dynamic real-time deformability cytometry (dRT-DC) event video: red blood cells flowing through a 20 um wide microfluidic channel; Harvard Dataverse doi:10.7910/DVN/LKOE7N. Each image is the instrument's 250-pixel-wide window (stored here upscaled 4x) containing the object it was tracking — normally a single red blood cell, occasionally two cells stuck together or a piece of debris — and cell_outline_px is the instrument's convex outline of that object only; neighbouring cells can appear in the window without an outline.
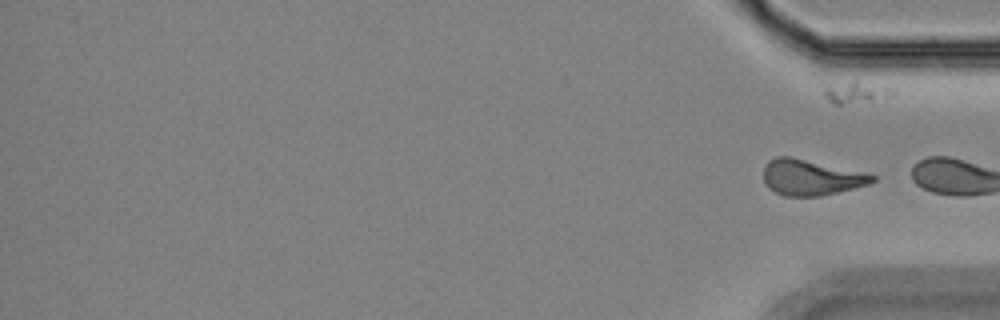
{"species": "Egyptian fruit bat (a non-hibernating species)", "species_latin": "Rousettus aegyptiacus", "temperature_condition": "room temperature", "stored_images_in_passage": 14, "segment_of_instrument_passage": [2, 2], "camera_frame_rate_fps": 3000, "um_per_image_px": 0.085, "animal": {"sex": "female"}, "frame": {"image": 1, "passage_image": 14, "time_ms": 17.667, "image_size_px": [1000, 320], "cell_outline_px": [[876, 180], [868, 184], [820, 196], [784, 196], [768, 188], [764, 184], [764, 168], [768, 160], [776, 156], [788, 156], [876, 176]], "centroid_in_image_um": [68.84, 15.09], "position_along_channel_um": 366.4, "area_um2": 22.02}}